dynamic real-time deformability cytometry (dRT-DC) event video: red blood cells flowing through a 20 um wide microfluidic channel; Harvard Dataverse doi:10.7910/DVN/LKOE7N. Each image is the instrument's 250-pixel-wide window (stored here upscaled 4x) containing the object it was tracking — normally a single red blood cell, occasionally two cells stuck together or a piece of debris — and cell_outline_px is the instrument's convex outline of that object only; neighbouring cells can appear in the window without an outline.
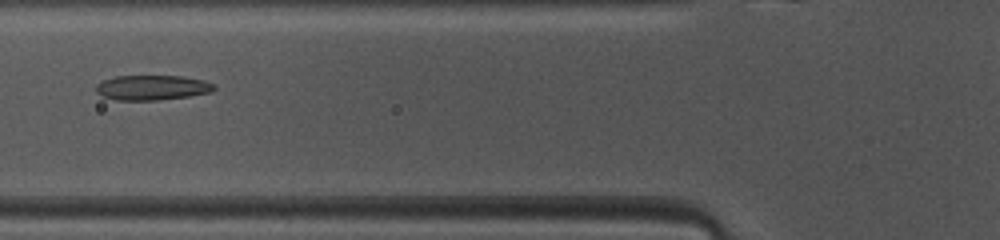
{"species": "common noctule bat (a hibernating species)", "species_latin": "Nyctalus noctula", "temperature_condition": "warm", "stored_images_in_passage": 47, "camera_frame_rate_fps": 3000, "um_per_image_px": 0.085, "animal": {"sex": "female", "body_mass_g": 10.0, "forearm_length_mm": 53.1}, "frame": {"image": 1, "passage_image": 16, "time_ms": 5.0, "image_size_px": [1000, 240], "cell_outline_px": [[216, 88], [212, 92], [188, 96], [156, 100], [116, 100], [100, 96], [96, 92], [96, 84], [104, 80], [116, 76], [184, 76], [204, 80], [212, 84]], "centroid_in_image_um": [12.91, 7.44], "position_along_channel_um": 112.9, "area_um2": 17.17}}
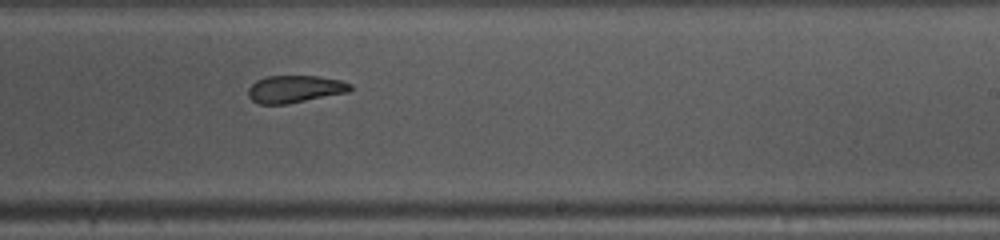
{"frame": {"image": 2, "passage_image": 27, "time_ms": 8.667, "image_size_px": [1000, 240], "cell_outline_px": [[352, 88], [348, 92], [288, 104], [260, 104], [252, 100], [248, 96], [248, 88], [256, 80], [268, 76], [316, 76], [340, 80], [352, 84]], "centroid_in_image_um": [25.05, 7.57], "position_along_channel_um": 263.9, "area_um2": 16.24}}
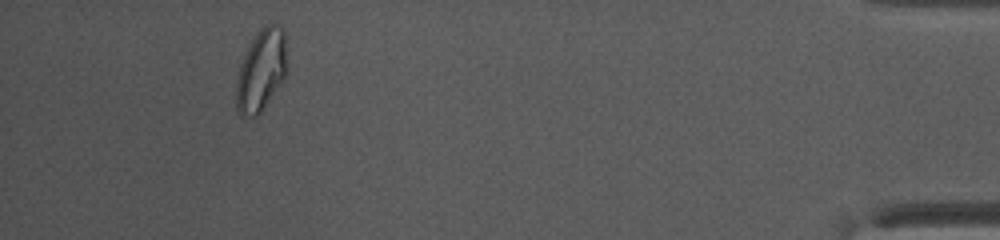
{"frame": {"image": 3, "passage_image": 43, "time_ms": 14.0, "image_size_px": [1000, 240], "cell_outline_px": [[288, 68], [284, 76], [260, 112], [256, 116], [252, 116], [240, 112], [236, 108], [236, 80], [240, 64], [256, 32], [264, 24], [272, 24], [280, 28], [284, 32]], "centroid_in_image_um": [22.2, 5.93], "position_along_channel_um": 413.0, "area_um2": 23.64}, "authors_computed_cell_mechanics": {"area_um2": 18.3804, "velocity_mm_per_s": 4.1243, "shape_relaxation_time_tau1_ms": null, "shape_relaxation_time_tau2_ms": 4.2295, "deformation_change_tau1": null, "deformation_change_tau2": 0.0788}}